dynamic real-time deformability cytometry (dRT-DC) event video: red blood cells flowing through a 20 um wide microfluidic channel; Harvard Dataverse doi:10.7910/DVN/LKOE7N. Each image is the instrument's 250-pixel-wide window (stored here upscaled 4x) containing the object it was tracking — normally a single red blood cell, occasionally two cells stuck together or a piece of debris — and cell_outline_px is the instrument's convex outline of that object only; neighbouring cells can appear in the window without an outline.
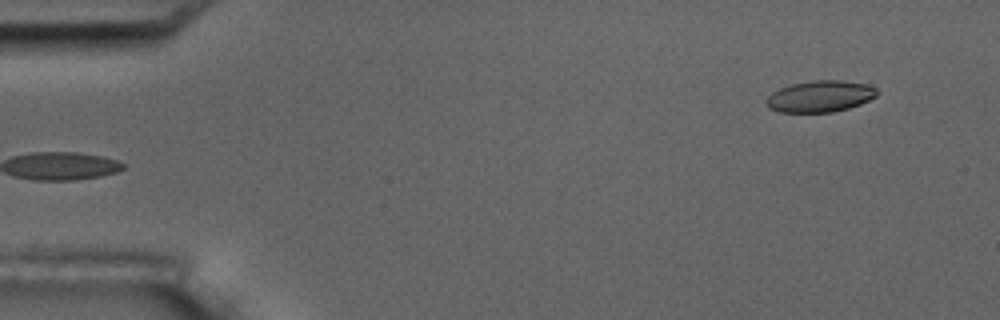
{"species": "common noctule bat (a hibernating species)", "species_latin": "Nyctalus noctula", "temperature_condition": "room temperature", "stored_images_in_passage": 5, "segment_of_instrument_passage": [2, 2], "camera_frame_rate_fps": 3000, "um_per_image_px": 0.085, "animal": {"sex": "male", "body_mass_g": 17.5, "forearm_length_mm": 52.3}, "frame": {"image": 1, "passage_image": 5, "time_ms": 4.667, "image_size_px": [1000, 320], "cell_outline_px": [[876, 96], [860, 104], [848, 108], [832, 112], [780, 112], [768, 108], [764, 100], [772, 92], [780, 88], [792, 84], [812, 80], [840, 80], [864, 84], [876, 88]], "centroid_in_image_um": [69.65, 8.19], "position_along_channel_um": 15.3, "area_um2": 20.17}}